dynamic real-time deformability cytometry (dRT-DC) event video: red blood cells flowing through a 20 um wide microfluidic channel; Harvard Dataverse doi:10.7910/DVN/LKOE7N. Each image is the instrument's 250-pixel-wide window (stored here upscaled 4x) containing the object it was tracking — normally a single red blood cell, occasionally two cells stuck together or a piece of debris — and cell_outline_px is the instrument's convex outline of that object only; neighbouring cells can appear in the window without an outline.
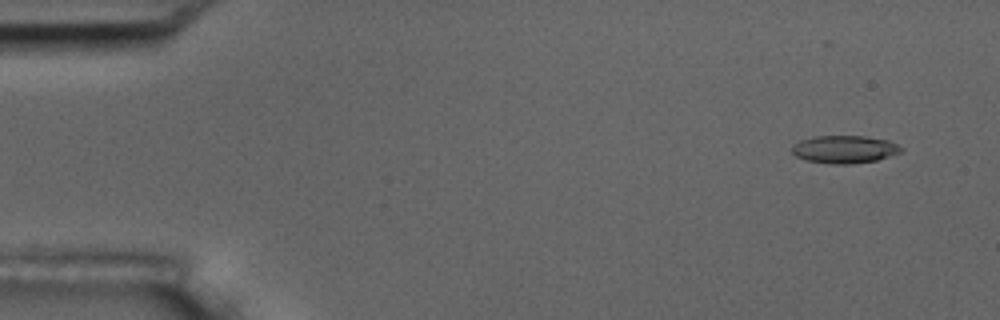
{"species": "common noctule bat (a hibernating species)", "species_latin": "Nyctalus noctula", "temperature_condition": "room temperature", "stored_images_in_passage": 4, "camera_frame_rate_fps": 3000, "um_per_image_px": 0.085, "animal": {"sex": "male", "body_mass_g": 17.5, "forearm_length_mm": 52.3}, "frame": {"image": 1, "passage_image": 1, "time_ms": 0.0, "image_size_px": [1000, 320], "cell_outline_px": [[904, 148], [900, 152], [876, 160], [852, 164], [832, 164], [808, 160], [796, 156], [792, 152], [792, 144], [800, 140], [816, 136], [864, 136], [888, 140]], "centroid_in_image_um": [71.77, 12.69], "position_along_channel_um": 13.2, "area_um2": 17.51}}
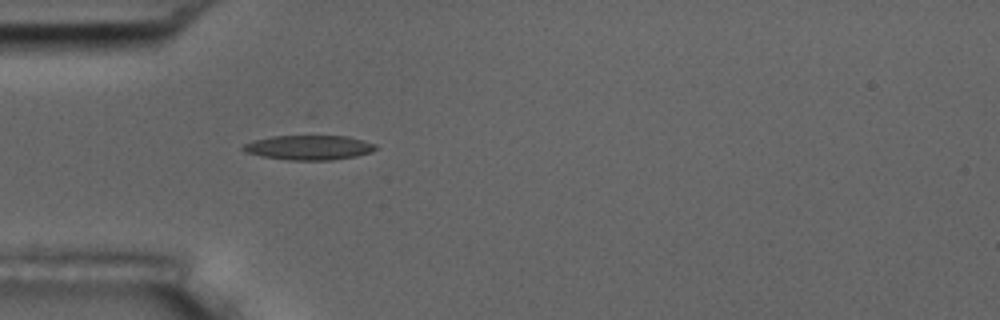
{"frame": {"image": 2, "passage_image": 4, "time_ms": 4.333, "image_size_px": [1000, 320], "cell_outline_px": [[376, 148], [372, 152], [356, 156], [332, 160], [288, 160], [260, 156], [244, 152], [240, 148], [244, 144], [252, 140], [272, 136], [308, 132], [312, 132], [348, 136], [364, 140], [376, 144]], "centroid_in_image_um": [26.24, 12.48], "position_along_channel_um": 58.8, "area_um2": 20.35}}